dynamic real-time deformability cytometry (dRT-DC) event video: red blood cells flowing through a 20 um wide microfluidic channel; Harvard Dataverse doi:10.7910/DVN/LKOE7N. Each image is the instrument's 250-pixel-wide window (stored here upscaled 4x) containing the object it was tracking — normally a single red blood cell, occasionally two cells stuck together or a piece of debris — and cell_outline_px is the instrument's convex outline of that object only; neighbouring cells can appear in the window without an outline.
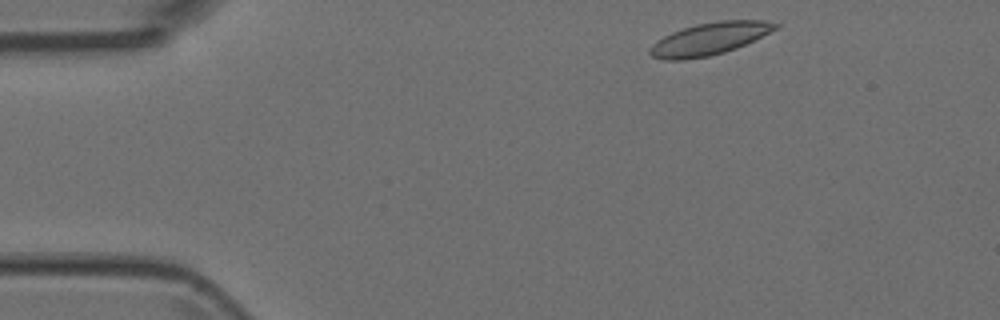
{"species": "Egyptian fruit bat (a non-hibernating species)", "species_latin": "Rousettus aegyptiacus", "temperature_condition": "room temperature", "stored_images_in_passage": 3, "camera_frame_rate_fps": 3000, "um_per_image_px": 0.085, "animal": {"sex": "female"}, "frame": {"image": 1, "passage_image": 1, "time_ms": 0.0, "image_size_px": [1000, 320], "cell_outline_px": [[780, 24], [776, 28], [736, 48], [724, 52], [708, 56], [680, 60], [664, 60], [652, 56], [648, 52], [648, 48], [656, 40], [672, 32], [696, 24], [720, 20], [764, 20]], "centroid_in_image_um": [60.24, 3.3], "position_along_channel_um": 24.8, "area_um2": 23.29}}